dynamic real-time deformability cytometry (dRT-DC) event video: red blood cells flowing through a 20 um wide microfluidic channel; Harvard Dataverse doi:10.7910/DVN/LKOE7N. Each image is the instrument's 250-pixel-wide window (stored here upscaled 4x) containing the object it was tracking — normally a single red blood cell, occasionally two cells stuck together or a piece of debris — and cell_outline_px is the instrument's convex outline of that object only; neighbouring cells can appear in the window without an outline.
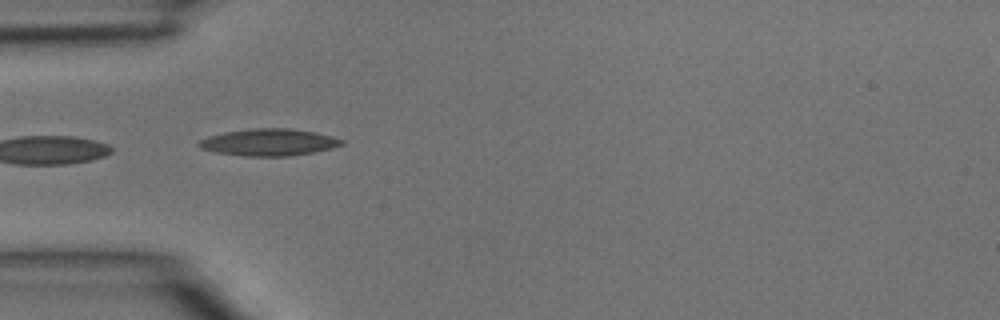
{"species": "common noctule bat (a hibernating species)", "species_latin": "Nyctalus noctula", "temperature_condition": "room temperature", "stored_images_in_passage": 2, "camera_frame_rate_fps": 3000, "um_per_image_px": 0.085, "animal": {"sex": "male", "body_mass_g": 15.6}, "frame": {"image": 1, "passage_image": 1, "time_ms": 0.0, "image_size_px": [1000, 320], "cell_outline_px": [[344, 144], [332, 148], [312, 152], [288, 156], [244, 156], [216, 152], [200, 148], [196, 144], [200, 140], [208, 136], [224, 132], [252, 128], [288, 128], [316, 132], [332, 136], [344, 140]], "centroid_in_image_um": [22.85, 12.09], "position_along_channel_um": 62.2, "area_um2": 22.43}}